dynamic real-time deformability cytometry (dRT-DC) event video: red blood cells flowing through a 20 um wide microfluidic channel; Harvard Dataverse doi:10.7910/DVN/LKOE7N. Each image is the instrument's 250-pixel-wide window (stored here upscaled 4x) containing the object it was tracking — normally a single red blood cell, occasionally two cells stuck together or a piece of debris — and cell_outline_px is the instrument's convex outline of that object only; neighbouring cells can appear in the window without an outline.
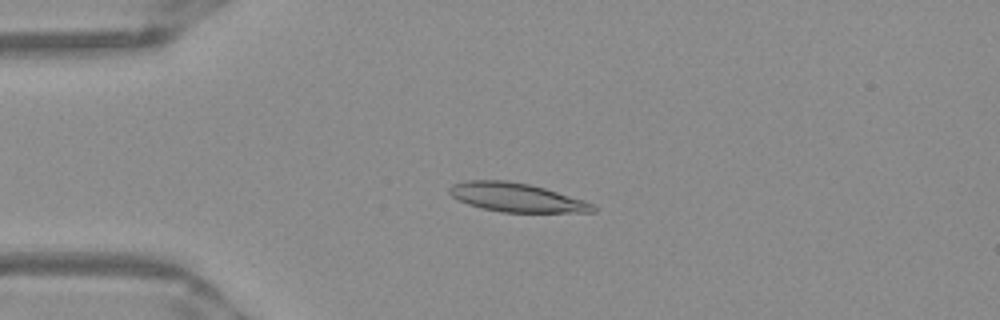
{"species": "Egyptian fruit bat (a non-hibernating species)", "species_latin": "Rousettus aegyptiacus", "temperature_condition": "warm", "stored_images_in_passage": 43, "camera_frame_rate_fps": 3000, "um_per_image_px": 0.085, "frame": {"image": 1, "passage_image": 11, "time_ms": 3.333, "image_size_px": [1000, 320], "cell_outline_px": [[596, 212], [500, 212], [468, 204], [452, 196], [448, 192], [448, 188], [452, 184], [464, 180], [508, 180], [528, 184], [544, 188], [584, 200], [596, 204]], "centroid_in_image_um": [43.9, 16.77], "position_along_channel_um": 41.1, "area_um2": 24.1}}
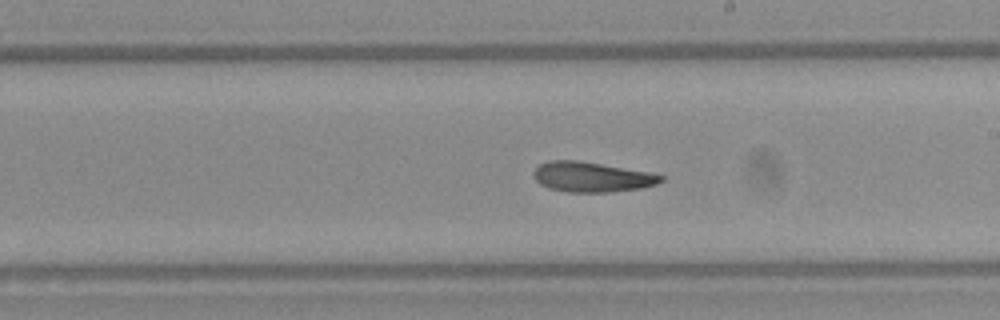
{"frame": {"image": 2, "passage_image": 28, "time_ms": 9.0, "image_size_px": [1000, 320], "cell_outline_px": [[664, 180], [656, 184], [640, 188], [608, 192], [568, 192], [548, 188], [540, 184], [536, 180], [532, 172], [540, 164], [552, 160], [576, 160], [648, 172], [664, 176]], "centroid_in_image_um": [50.27, 15.05], "position_along_channel_um": 238.7, "area_um2": 22.02}}
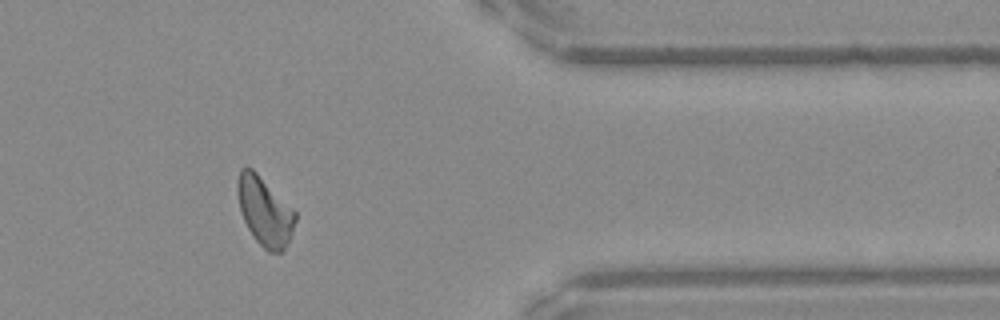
{"frame": {"image": 3, "passage_image": 41, "time_ms": 13.333, "image_size_px": [1000, 320], "cell_outline_px": [[296, 220], [288, 240], [284, 248], [280, 252], [268, 252], [252, 236], [240, 212], [236, 192], [236, 180], [240, 168], [252, 168], [296, 212]], "centroid_in_image_um": [22.45, 17.94], "position_along_channel_um": 388.9, "area_um2": 22.89}, "authors_computed_cell_mechanics": {"area_um2": 22.9466, "velocity_mm_per_s": 3.9352, "shape_relaxation_time_tau1_ms": null, "shape_relaxation_time_tau2_ms": 4.0593, "deformation_change_tau1": null, "deformation_change_tau2": 0.1169}}